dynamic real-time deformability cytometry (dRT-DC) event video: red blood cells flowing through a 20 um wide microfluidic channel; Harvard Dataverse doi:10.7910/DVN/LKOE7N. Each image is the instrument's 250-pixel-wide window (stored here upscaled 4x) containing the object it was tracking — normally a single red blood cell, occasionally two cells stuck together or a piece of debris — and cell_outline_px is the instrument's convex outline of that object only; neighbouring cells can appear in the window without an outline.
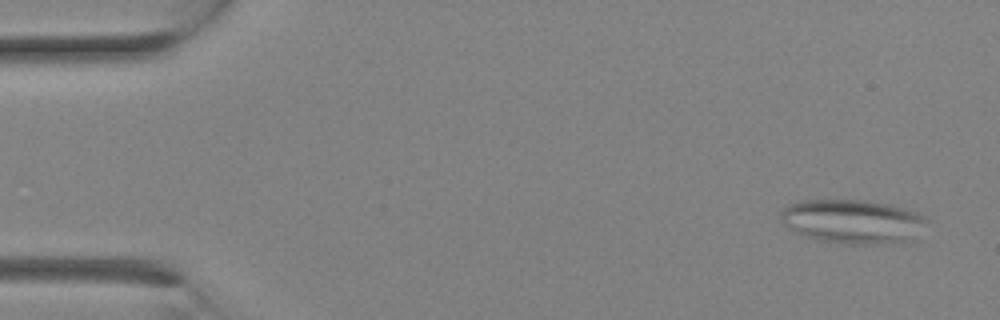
{"species": "Egyptian fruit bat (a non-hibernating species)", "species_latin": "Rousettus aegyptiacus", "temperature_condition": "room temperature", "stored_images_in_passage": 9, "camera_frame_rate_fps": 3000, "um_per_image_px": 0.085, "animal": {"sex": "female"}, "frame": {"image": 1, "passage_image": 1, "time_ms": 0.0, "image_size_px": [1000, 320], "cell_outline_px": [[928, 220], [908, 240], [880, 244], [848, 244], [824, 240], [804, 236], [788, 228], [780, 220], [780, 212], [788, 204], [800, 200], [868, 200], [888, 204], [916, 212], [924, 216]], "centroid_in_image_um": [72.4, 18.8], "position_along_channel_um": 12.6, "area_um2": 36.99}}